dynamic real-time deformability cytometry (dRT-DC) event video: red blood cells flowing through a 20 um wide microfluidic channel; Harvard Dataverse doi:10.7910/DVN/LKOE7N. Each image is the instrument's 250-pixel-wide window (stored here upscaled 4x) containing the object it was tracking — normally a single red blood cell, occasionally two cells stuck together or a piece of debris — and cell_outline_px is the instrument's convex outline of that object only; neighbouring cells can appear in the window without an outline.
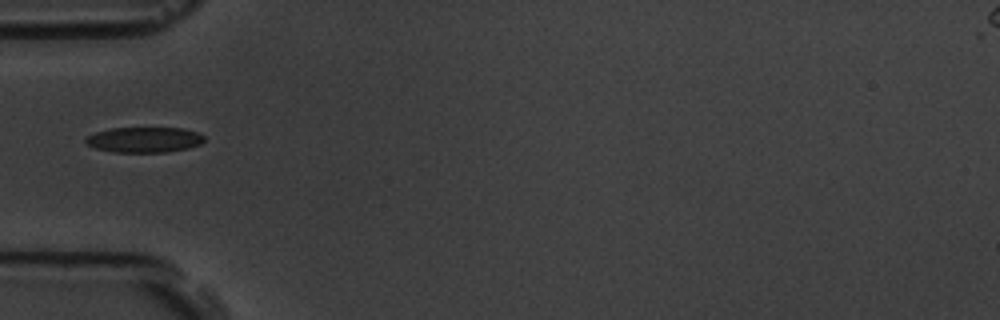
{"species": "common noctule bat (a hibernating species)", "species_latin": "Nyctalus noctula", "temperature_condition": "room temperature", "stored_images_in_passage": 7, "camera_frame_rate_fps": 3000, "um_per_image_px": 0.085, "animal": {"sex": "male", "body_mass_g": 19.5, "forearm_length_mm": 54.6}, "frame": {"image": 1, "passage_image": 1, "time_ms": 0.0, "image_size_px": [1000, 320], "cell_outline_px": [[204, 140], [200, 144], [188, 148], [168, 152], [116, 152], [96, 148], [88, 144], [84, 140], [88, 136], [96, 132], [112, 128], [184, 128], [196, 132], [204, 136]], "centroid_in_image_um": [12.29, 11.87], "position_along_channel_um": 72.7, "area_um2": 17.4}}
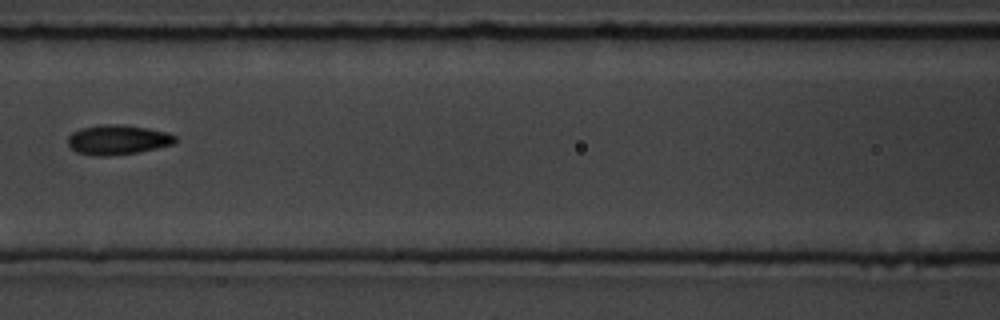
{"frame": {"image": 2, "passage_image": 3, "time_ms": 2.333, "image_size_px": [1000, 320], "cell_outline_px": [[176, 140], [172, 144], [156, 148], [136, 152], [104, 156], [100, 156], [76, 152], [68, 144], [68, 136], [72, 132], [80, 128], [100, 124], [124, 124], [148, 128], [168, 132], [176, 136]], "centroid_in_image_um": [9.99, 11.85], "position_along_channel_um": 156.6, "area_um2": 18.55}}
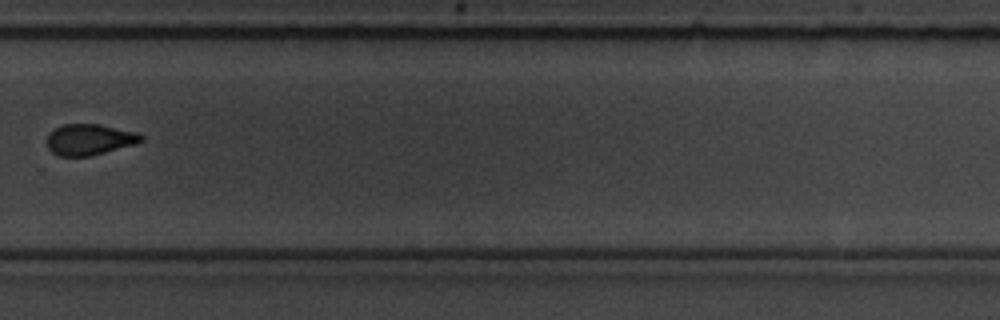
{"frame": {"image": 3, "passage_image": 7, "time_ms": 7.0, "image_size_px": [1000, 320], "cell_outline_px": [[144, 140], [136, 144], [92, 156], [60, 156], [52, 152], [48, 148], [48, 136], [56, 128], [64, 124], [100, 124], [136, 132], [144, 136]], "centroid_in_image_um": [7.65, 11.87], "position_along_channel_um": 322.1, "area_um2": 16.99}}